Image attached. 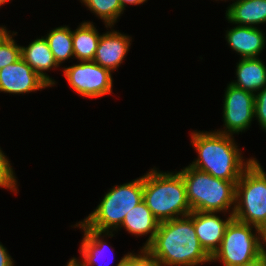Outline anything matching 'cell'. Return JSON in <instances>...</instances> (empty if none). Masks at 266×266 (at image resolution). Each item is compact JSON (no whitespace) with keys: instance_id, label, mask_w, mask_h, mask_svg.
<instances>
[{"instance_id":"9a60e30c","label":"cell","mask_w":266,"mask_h":266,"mask_svg":"<svg viewBox=\"0 0 266 266\" xmlns=\"http://www.w3.org/2000/svg\"><path fill=\"white\" fill-rule=\"evenodd\" d=\"M76 226L73 227H79L81 230L84 232V236L81 242L80 246V254H81V259H77V261L82 265V266H95L98 265V261L103 258L105 251L108 252V250L111 251V248L109 249V246L107 242H105L103 239L104 237L108 236L113 237V232H102V231H96L88 226H86L82 221L78 222L75 224ZM104 235V236H102ZM105 257V256H104ZM112 262V261H110ZM109 263V262H108ZM106 264H100L98 266H104ZM109 265V264H107ZM106 265V266H107Z\"/></svg>"},{"instance_id":"8fae6325","label":"cell","mask_w":266,"mask_h":266,"mask_svg":"<svg viewBox=\"0 0 266 266\" xmlns=\"http://www.w3.org/2000/svg\"><path fill=\"white\" fill-rule=\"evenodd\" d=\"M216 214L217 212L193 211V225L197 238L210 256L220 247L226 228L234 218L231 212L224 220Z\"/></svg>"},{"instance_id":"484cf974","label":"cell","mask_w":266,"mask_h":266,"mask_svg":"<svg viewBox=\"0 0 266 266\" xmlns=\"http://www.w3.org/2000/svg\"><path fill=\"white\" fill-rule=\"evenodd\" d=\"M0 266H14V260L11 258L6 247L0 243Z\"/></svg>"},{"instance_id":"4316f807","label":"cell","mask_w":266,"mask_h":266,"mask_svg":"<svg viewBox=\"0 0 266 266\" xmlns=\"http://www.w3.org/2000/svg\"><path fill=\"white\" fill-rule=\"evenodd\" d=\"M239 266H266V254L263 252L256 259Z\"/></svg>"},{"instance_id":"30bf717a","label":"cell","mask_w":266,"mask_h":266,"mask_svg":"<svg viewBox=\"0 0 266 266\" xmlns=\"http://www.w3.org/2000/svg\"><path fill=\"white\" fill-rule=\"evenodd\" d=\"M51 87L21 57L0 69V92L26 94Z\"/></svg>"},{"instance_id":"cb8c5ba5","label":"cell","mask_w":266,"mask_h":266,"mask_svg":"<svg viewBox=\"0 0 266 266\" xmlns=\"http://www.w3.org/2000/svg\"><path fill=\"white\" fill-rule=\"evenodd\" d=\"M116 266H159V263L145 248H141L139 254H125Z\"/></svg>"},{"instance_id":"44dd1931","label":"cell","mask_w":266,"mask_h":266,"mask_svg":"<svg viewBox=\"0 0 266 266\" xmlns=\"http://www.w3.org/2000/svg\"><path fill=\"white\" fill-rule=\"evenodd\" d=\"M88 10L103 20L105 27L111 28L123 14L119 0H80Z\"/></svg>"},{"instance_id":"7402d4cb","label":"cell","mask_w":266,"mask_h":266,"mask_svg":"<svg viewBox=\"0 0 266 266\" xmlns=\"http://www.w3.org/2000/svg\"><path fill=\"white\" fill-rule=\"evenodd\" d=\"M16 34L17 32H13V34L0 45V69L4 68L6 65L15 63L21 57V46L17 45V42L13 39V36Z\"/></svg>"},{"instance_id":"ac0fdd59","label":"cell","mask_w":266,"mask_h":266,"mask_svg":"<svg viewBox=\"0 0 266 266\" xmlns=\"http://www.w3.org/2000/svg\"><path fill=\"white\" fill-rule=\"evenodd\" d=\"M236 77L237 80L230 84L256 94L266 87V66L258 57L240 59L236 65Z\"/></svg>"},{"instance_id":"ba28073f","label":"cell","mask_w":266,"mask_h":266,"mask_svg":"<svg viewBox=\"0 0 266 266\" xmlns=\"http://www.w3.org/2000/svg\"><path fill=\"white\" fill-rule=\"evenodd\" d=\"M63 72L69 86L82 97L98 98L112 93L111 71L94 61H79Z\"/></svg>"},{"instance_id":"2e32d148","label":"cell","mask_w":266,"mask_h":266,"mask_svg":"<svg viewBox=\"0 0 266 266\" xmlns=\"http://www.w3.org/2000/svg\"><path fill=\"white\" fill-rule=\"evenodd\" d=\"M226 20L238 26L266 23V0H236L226 10Z\"/></svg>"},{"instance_id":"d4e9b609","label":"cell","mask_w":266,"mask_h":266,"mask_svg":"<svg viewBox=\"0 0 266 266\" xmlns=\"http://www.w3.org/2000/svg\"><path fill=\"white\" fill-rule=\"evenodd\" d=\"M255 118L266 132V87L255 94Z\"/></svg>"},{"instance_id":"d6986e66","label":"cell","mask_w":266,"mask_h":266,"mask_svg":"<svg viewBox=\"0 0 266 266\" xmlns=\"http://www.w3.org/2000/svg\"><path fill=\"white\" fill-rule=\"evenodd\" d=\"M100 37L92 22L84 21L79 24V27L72 31L74 58L79 61H93Z\"/></svg>"},{"instance_id":"4fadbf2b","label":"cell","mask_w":266,"mask_h":266,"mask_svg":"<svg viewBox=\"0 0 266 266\" xmlns=\"http://www.w3.org/2000/svg\"><path fill=\"white\" fill-rule=\"evenodd\" d=\"M226 41L241 59L256 58L262 53L266 37L259 27L235 26L226 31Z\"/></svg>"},{"instance_id":"603a6c76","label":"cell","mask_w":266,"mask_h":266,"mask_svg":"<svg viewBox=\"0 0 266 266\" xmlns=\"http://www.w3.org/2000/svg\"><path fill=\"white\" fill-rule=\"evenodd\" d=\"M0 148V187L7 188L17 194V180L11 163Z\"/></svg>"},{"instance_id":"4dcf8cb0","label":"cell","mask_w":266,"mask_h":266,"mask_svg":"<svg viewBox=\"0 0 266 266\" xmlns=\"http://www.w3.org/2000/svg\"><path fill=\"white\" fill-rule=\"evenodd\" d=\"M10 0H0V6H2L4 3H7Z\"/></svg>"},{"instance_id":"6da1fadb","label":"cell","mask_w":266,"mask_h":266,"mask_svg":"<svg viewBox=\"0 0 266 266\" xmlns=\"http://www.w3.org/2000/svg\"><path fill=\"white\" fill-rule=\"evenodd\" d=\"M145 249L159 266H198L211 262V256L197 238L193 212L160 222L153 241Z\"/></svg>"},{"instance_id":"9c48e42d","label":"cell","mask_w":266,"mask_h":266,"mask_svg":"<svg viewBox=\"0 0 266 266\" xmlns=\"http://www.w3.org/2000/svg\"><path fill=\"white\" fill-rule=\"evenodd\" d=\"M223 100L224 130L217 132L227 135L245 132L255 118V94L229 83Z\"/></svg>"},{"instance_id":"e0dca14e","label":"cell","mask_w":266,"mask_h":266,"mask_svg":"<svg viewBox=\"0 0 266 266\" xmlns=\"http://www.w3.org/2000/svg\"><path fill=\"white\" fill-rule=\"evenodd\" d=\"M159 224V220L152 214L146 203L141 201L126 214L120 228H125L128 233L135 236L142 237V235L150 234L146 243L141 247L146 248L153 241Z\"/></svg>"},{"instance_id":"ffe728a7","label":"cell","mask_w":266,"mask_h":266,"mask_svg":"<svg viewBox=\"0 0 266 266\" xmlns=\"http://www.w3.org/2000/svg\"><path fill=\"white\" fill-rule=\"evenodd\" d=\"M45 39L58 66L64 61L74 58L72 31L68 26L54 28L47 33Z\"/></svg>"},{"instance_id":"7a4b0ae2","label":"cell","mask_w":266,"mask_h":266,"mask_svg":"<svg viewBox=\"0 0 266 266\" xmlns=\"http://www.w3.org/2000/svg\"><path fill=\"white\" fill-rule=\"evenodd\" d=\"M191 132V143L198 157L189 165L213 177L238 181L255 158L243 159L233 135L215 131Z\"/></svg>"},{"instance_id":"83f0119b","label":"cell","mask_w":266,"mask_h":266,"mask_svg":"<svg viewBox=\"0 0 266 266\" xmlns=\"http://www.w3.org/2000/svg\"><path fill=\"white\" fill-rule=\"evenodd\" d=\"M147 0H119L121 6H122V9L125 10V7L127 4H130L131 5H141L143 3H145Z\"/></svg>"},{"instance_id":"52a82bcc","label":"cell","mask_w":266,"mask_h":266,"mask_svg":"<svg viewBox=\"0 0 266 266\" xmlns=\"http://www.w3.org/2000/svg\"><path fill=\"white\" fill-rule=\"evenodd\" d=\"M265 246L266 238L261 229L233 218L226 228L220 247L211 256V262H222L224 266L243 265L260 256Z\"/></svg>"},{"instance_id":"8992f818","label":"cell","mask_w":266,"mask_h":266,"mask_svg":"<svg viewBox=\"0 0 266 266\" xmlns=\"http://www.w3.org/2000/svg\"><path fill=\"white\" fill-rule=\"evenodd\" d=\"M233 217L261 229L266 238V172L256 158L236 183Z\"/></svg>"},{"instance_id":"f546056e","label":"cell","mask_w":266,"mask_h":266,"mask_svg":"<svg viewBox=\"0 0 266 266\" xmlns=\"http://www.w3.org/2000/svg\"><path fill=\"white\" fill-rule=\"evenodd\" d=\"M66 266H82V265L77 261V258L73 257L67 262Z\"/></svg>"},{"instance_id":"3957f363","label":"cell","mask_w":266,"mask_h":266,"mask_svg":"<svg viewBox=\"0 0 266 266\" xmlns=\"http://www.w3.org/2000/svg\"><path fill=\"white\" fill-rule=\"evenodd\" d=\"M143 201L159 222L188 216L192 212L179 171L149 170L143 175Z\"/></svg>"},{"instance_id":"277c9868","label":"cell","mask_w":266,"mask_h":266,"mask_svg":"<svg viewBox=\"0 0 266 266\" xmlns=\"http://www.w3.org/2000/svg\"><path fill=\"white\" fill-rule=\"evenodd\" d=\"M179 172L186 186L187 199L192 212H223L227 214L232 209L231 213H234L238 181L222 180L190 165Z\"/></svg>"},{"instance_id":"5b68a950","label":"cell","mask_w":266,"mask_h":266,"mask_svg":"<svg viewBox=\"0 0 266 266\" xmlns=\"http://www.w3.org/2000/svg\"><path fill=\"white\" fill-rule=\"evenodd\" d=\"M141 201H143V176L109 189L96 209L82 222L96 231H116L122 225L126 214Z\"/></svg>"},{"instance_id":"5bb4252c","label":"cell","mask_w":266,"mask_h":266,"mask_svg":"<svg viewBox=\"0 0 266 266\" xmlns=\"http://www.w3.org/2000/svg\"><path fill=\"white\" fill-rule=\"evenodd\" d=\"M21 58L51 87L56 84L45 71L58 68L45 36L36 38L27 47L21 46ZM45 72V73H44Z\"/></svg>"},{"instance_id":"f1b7e54d","label":"cell","mask_w":266,"mask_h":266,"mask_svg":"<svg viewBox=\"0 0 266 266\" xmlns=\"http://www.w3.org/2000/svg\"><path fill=\"white\" fill-rule=\"evenodd\" d=\"M11 31H7L6 27H0V45L11 36Z\"/></svg>"},{"instance_id":"7c38bea8","label":"cell","mask_w":266,"mask_h":266,"mask_svg":"<svg viewBox=\"0 0 266 266\" xmlns=\"http://www.w3.org/2000/svg\"><path fill=\"white\" fill-rule=\"evenodd\" d=\"M112 30L101 35L93 60L111 72L121 65L128 54L132 41L130 36Z\"/></svg>"}]
</instances>
